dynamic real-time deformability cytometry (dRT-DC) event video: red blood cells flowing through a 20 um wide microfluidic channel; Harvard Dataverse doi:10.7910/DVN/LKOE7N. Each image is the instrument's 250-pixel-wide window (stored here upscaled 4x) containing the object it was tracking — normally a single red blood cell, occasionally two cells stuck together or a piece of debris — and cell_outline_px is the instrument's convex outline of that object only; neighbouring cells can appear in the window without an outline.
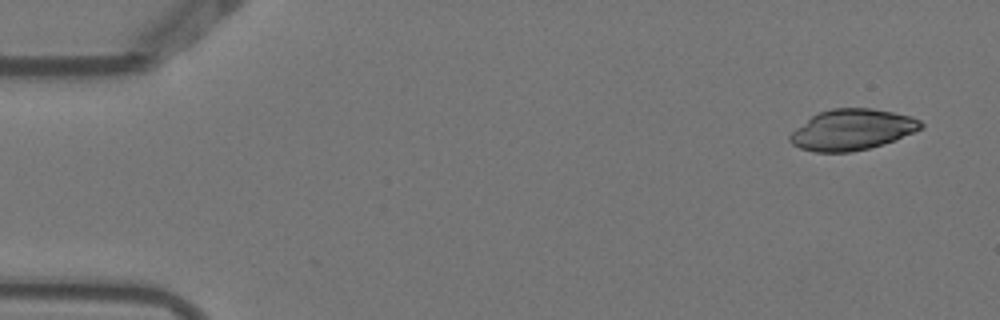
{"species": "Egyptian fruit bat (a non-hibernating species)", "species_latin": "Rousettus aegyptiacus", "temperature_condition": "warm", "stored_images_in_passage": 5, "camera_frame_rate_fps": 3000, "um_per_image_px": 0.085, "animal": {"sex": "female"}, "frame": {"image": 1, "passage_image": 1, "time_ms": 0.0, "image_size_px": [1000, 320], "cell_outline_px": [[924, 124], [920, 128], [896, 140], [884, 144], [852, 152], [812, 152], [800, 148], [792, 144], [788, 140], [788, 136], [796, 128], [812, 116], [820, 112], [832, 108], [872, 108], [912, 116], [920, 120]], "centroid_in_image_um": [72.41, 11.03], "position_along_channel_um": 12.6, "area_um2": 31.1}}
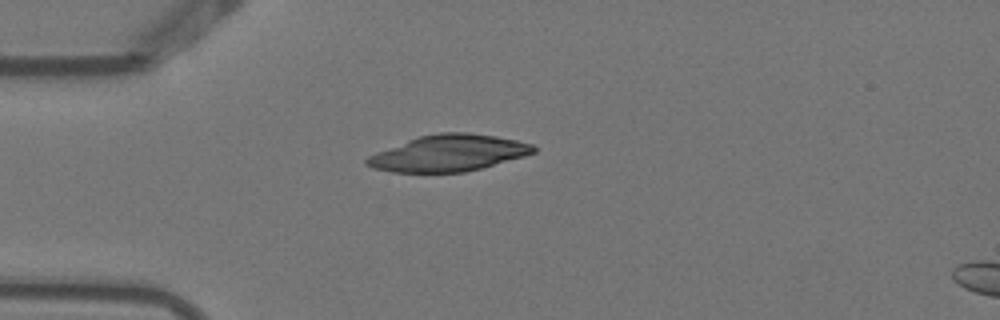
{"frame": {"image": 2, "passage_image": 4, "time_ms": 1.0, "image_size_px": [1000, 320], "cell_outline_px": [[536, 152], [524, 156], [480, 168], [464, 172], [392, 172], [372, 168], [364, 164], [364, 160], [368, 156], [376, 152], [408, 140], [420, 136], [440, 132], [468, 132], [496, 136], [516, 140], [532, 144], [536, 148]], "centroid_in_image_um": [38.1, 13.01], "position_along_channel_um": 46.9, "area_um2": 35.2}}